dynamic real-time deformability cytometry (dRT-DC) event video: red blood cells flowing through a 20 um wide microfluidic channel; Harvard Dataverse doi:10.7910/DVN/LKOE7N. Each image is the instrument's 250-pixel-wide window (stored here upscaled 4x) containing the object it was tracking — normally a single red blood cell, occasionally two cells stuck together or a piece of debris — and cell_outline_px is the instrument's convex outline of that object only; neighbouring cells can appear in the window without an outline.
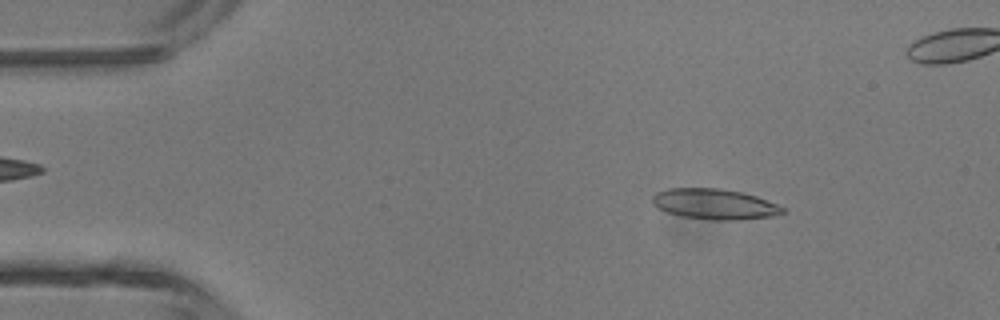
{"species": "common noctule bat (a hibernating species)", "species_latin": "Nyctalus noctula", "temperature_condition": "room temperature", "stored_images_in_passage": 4, "camera_frame_rate_fps": 3000, "um_per_image_px": 0.085, "animal": {"sex": "male", "body_mass_g": 13.3}, "frame": {"image": 1, "passage_image": 1, "time_ms": 0.0, "image_size_px": [1000, 320], "cell_outline_px": [[784, 212], [776, 216], [740, 220], [708, 220], [680, 216], [668, 212], [652, 204], [652, 196], [656, 192], [668, 188], [720, 188], [744, 192], [756, 196], [776, 204], [784, 208]], "centroid_in_image_um": [60.74, 17.35], "position_along_channel_um": 24.3, "area_um2": 23.35}}